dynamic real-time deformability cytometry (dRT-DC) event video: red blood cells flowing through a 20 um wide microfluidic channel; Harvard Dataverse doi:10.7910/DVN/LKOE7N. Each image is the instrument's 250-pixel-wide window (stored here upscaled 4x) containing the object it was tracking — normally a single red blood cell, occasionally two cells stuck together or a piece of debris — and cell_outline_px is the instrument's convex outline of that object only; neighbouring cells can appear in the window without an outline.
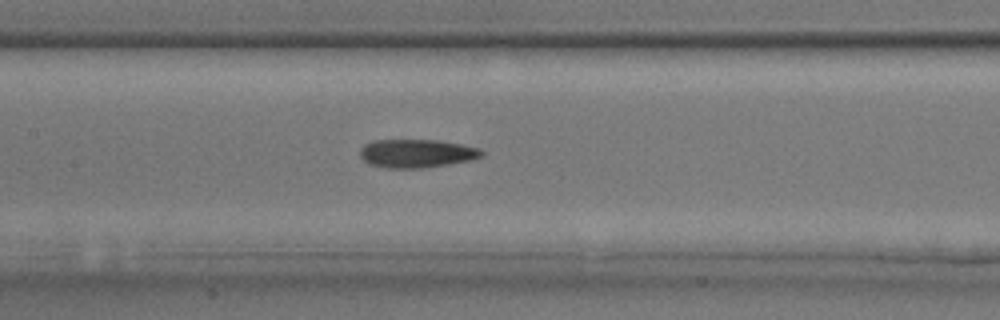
{"species": "common noctule bat (a hibernating species)", "species_latin": "Nyctalus noctula", "temperature_condition": "room temperature", "stored_images_in_passage": 34, "segment_of_instrument_passage": [1, 2], "camera_frame_rate_fps": 3000, "um_per_image_px": 0.085, "animal": {"sex": "male", "body_mass_g": 17.9, "forearm_length_mm": 54.2}, "frame": {"image": 1, "passage_image": 16, "time_ms": 5.0, "image_size_px": [1000, 320], "cell_outline_px": [[484, 156], [472, 160], [424, 168], [384, 168], [368, 164], [360, 156], [360, 148], [364, 144], [372, 140], [440, 140], [480, 148], [484, 152]], "centroid_in_image_um": [35.41, 13.04], "position_along_channel_um": 172.0, "area_um2": 20.4}}
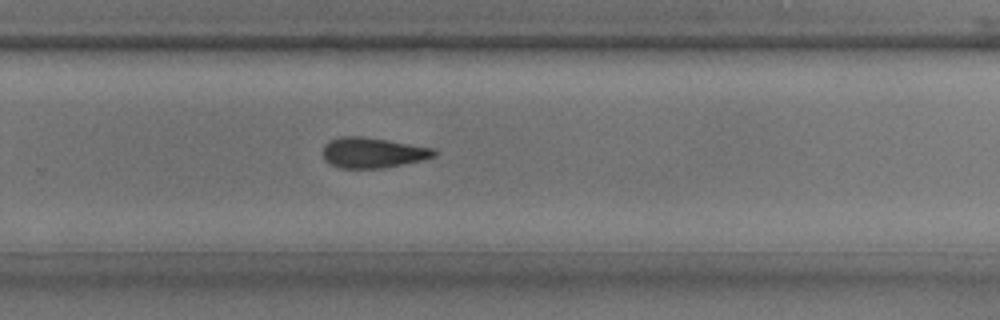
{"frame": {"image": 2, "passage_image": 22, "time_ms": 7.0, "image_size_px": [1000, 320], "cell_outline_px": [[436, 156], [424, 160], [384, 168], [340, 168], [324, 160], [324, 144], [328, 140], [340, 136], [360, 136], [436, 148]], "centroid_in_image_um": [31.7, 12.98], "position_along_channel_um": 298.1, "area_um2": 19.77}}
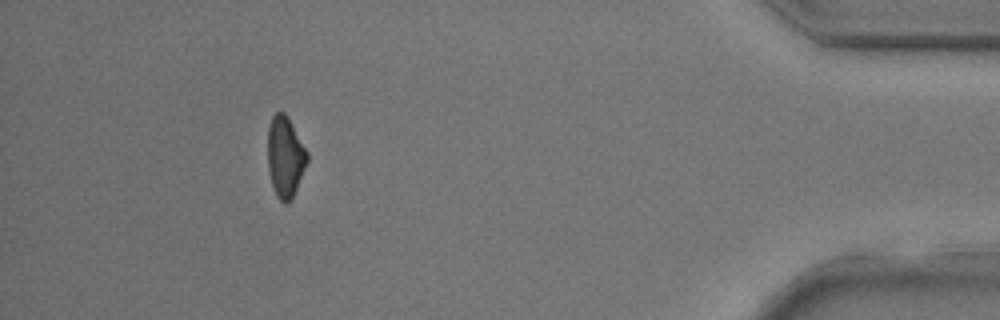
{"frame": {"image": 3, "passage_image": 30, "time_ms": 9.667, "image_size_px": [1000, 320], "cell_outline_px": [[308, 160], [292, 200], [288, 204], [284, 204], [276, 196], [272, 184], [268, 168], [268, 128], [272, 116], [276, 112], [284, 112], [288, 116], [308, 152]], "centroid_in_image_um": [24.25, 13.34], "position_along_channel_um": 411.0, "area_um2": 18.73}}